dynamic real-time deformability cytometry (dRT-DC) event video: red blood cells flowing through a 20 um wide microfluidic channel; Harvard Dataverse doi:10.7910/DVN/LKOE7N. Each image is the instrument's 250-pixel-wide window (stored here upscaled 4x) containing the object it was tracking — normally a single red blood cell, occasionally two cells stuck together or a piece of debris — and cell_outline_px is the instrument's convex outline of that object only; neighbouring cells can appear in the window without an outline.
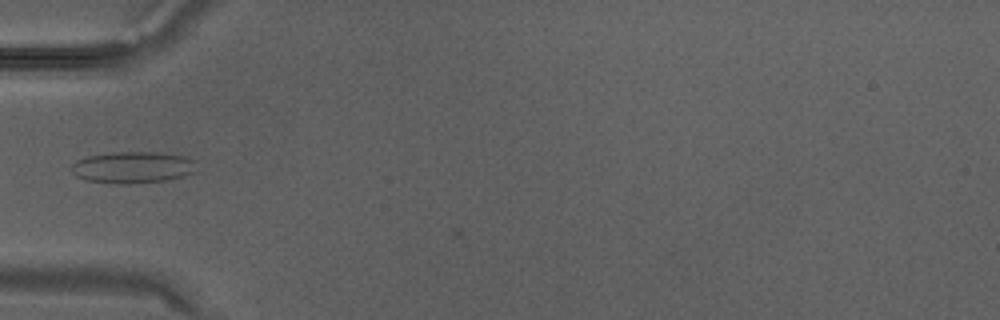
{"species": "Egyptian fruit bat (a non-hibernating species)", "species_latin": "Rousettus aegyptiacus", "temperature_condition": "warm", "stored_images_in_passage": 19, "camera_frame_rate_fps": 3000, "um_per_image_px": 0.085, "animal": {"sex": "male"}, "frame": {"image": 1, "passage_image": 1, "time_ms": 0.0, "image_size_px": [1000, 320], "cell_outline_px": [[196, 172], [184, 176], [168, 180], [128, 184], [120, 184], [88, 180], [76, 176], [72, 172], [72, 164], [76, 160], [88, 156], [112, 152], [156, 152], [184, 156], [196, 160]], "centroid_in_image_um": [11.33, 14.22], "position_along_channel_um": 73.7, "area_um2": 23.18}}
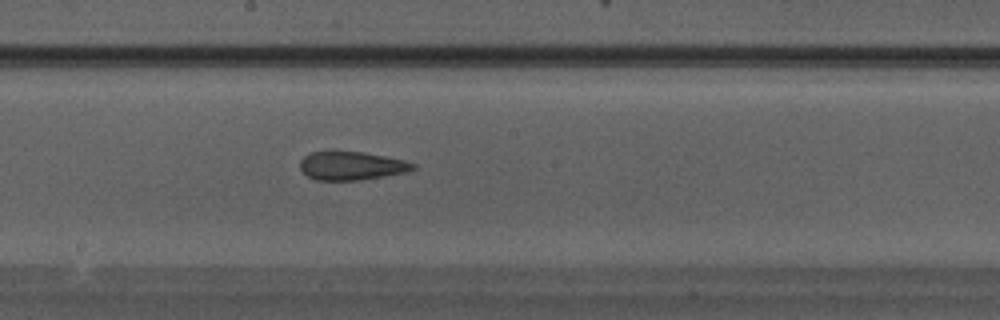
{"frame": {"image": 2, "passage_image": 8, "time_ms": 2.333, "image_size_px": [1000, 320], "cell_outline_px": [[416, 168], [408, 172], [360, 180], [316, 180], [308, 176], [300, 168], [300, 160], [304, 156], [312, 152], [328, 148], [332, 148], [364, 152], [404, 160], [416, 164]], "centroid_in_image_um": [29.84, 14.04], "position_along_channel_um": 218.4, "area_um2": 19.42}}
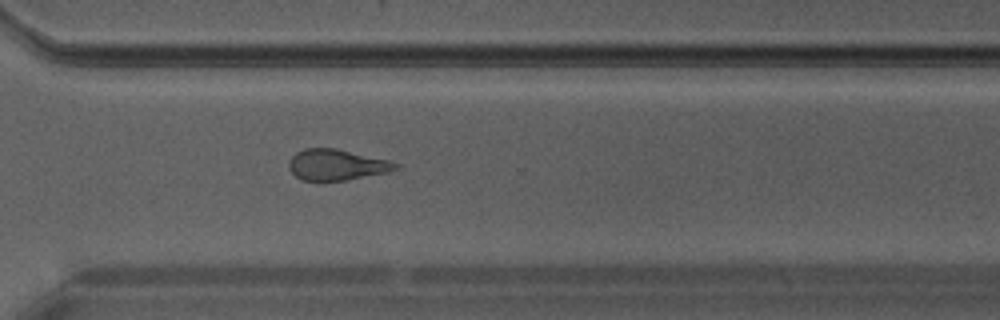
{"frame": {"image": 3, "passage_image": 14, "time_ms": 4.333, "image_size_px": [1000, 320], "cell_outline_px": [[400, 168], [384, 172], [344, 180], [304, 180], [296, 176], [288, 168], [288, 160], [296, 152], [304, 148], [336, 148], [388, 160], [400, 164]], "centroid_in_image_um": [28.57, 13.98], "position_along_channel_um": 342.0, "area_um2": 18.96}}